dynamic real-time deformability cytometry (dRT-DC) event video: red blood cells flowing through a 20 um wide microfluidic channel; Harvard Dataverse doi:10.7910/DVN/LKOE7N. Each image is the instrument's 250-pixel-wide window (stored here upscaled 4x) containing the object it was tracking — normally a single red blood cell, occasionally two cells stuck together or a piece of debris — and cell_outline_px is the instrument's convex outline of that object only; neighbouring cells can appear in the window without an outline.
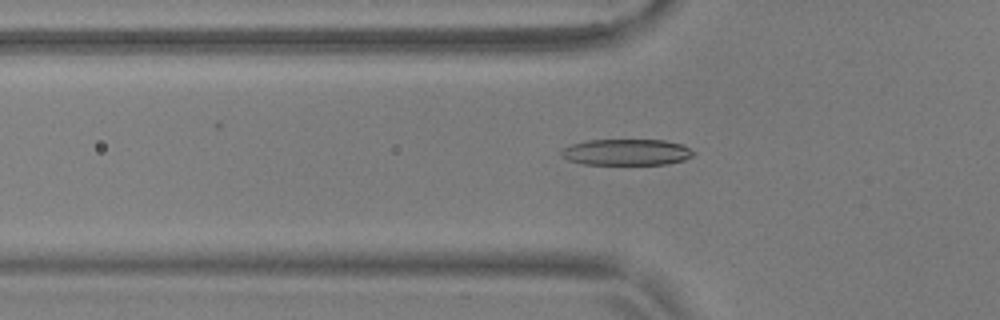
{"species": "common noctule bat (a hibernating species)", "species_latin": "Nyctalus noctula", "temperature_condition": "warm", "stored_images_in_passage": 55, "camera_frame_rate_fps": 3000, "um_per_image_px": 0.085, "animal": {"sex": "male", "body_mass_g": 17.9, "forearm_length_mm": 54.2}, "frame": {"image": 1, "passage_image": 19, "time_ms": 6.0, "image_size_px": [1000, 320], "cell_outline_px": [[696, 152], [692, 156], [684, 160], [668, 164], [584, 164], [568, 160], [560, 152], [564, 148], [572, 144], [588, 140], [664, 140], [684, 144]], "centroid_in_image_um": [53.32, 12.93], "position_along_channel_um": 72.5, "area_um2": 20.17}}
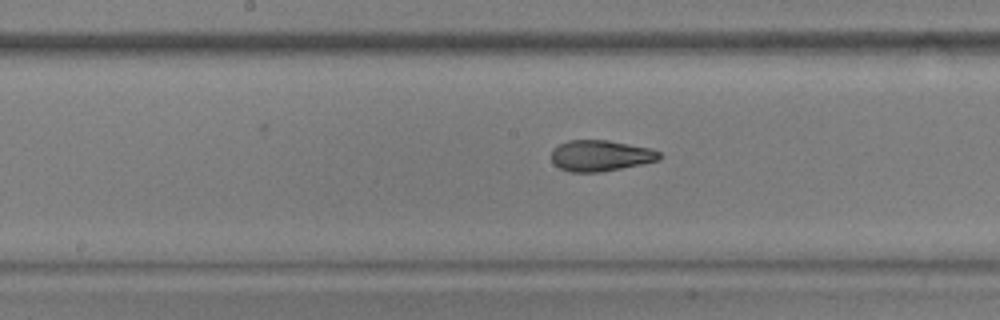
{"frame": {"image": 2, "passage_image": 29, "time_ms": 9.333, "image_size_px": [1000, 320], "cell_outline_px": [[660, 156], [656, 160], [640, 164], [600, 172], [568, 172], [560, 168], [552, 160], [552, 148], [568, 140], [608, 140], [652, 148], [660, 152]], "centroid_in_image_um": [51.02, 13.22], "position_along_channel_um": 197.2, "area_um2": 19.36}}
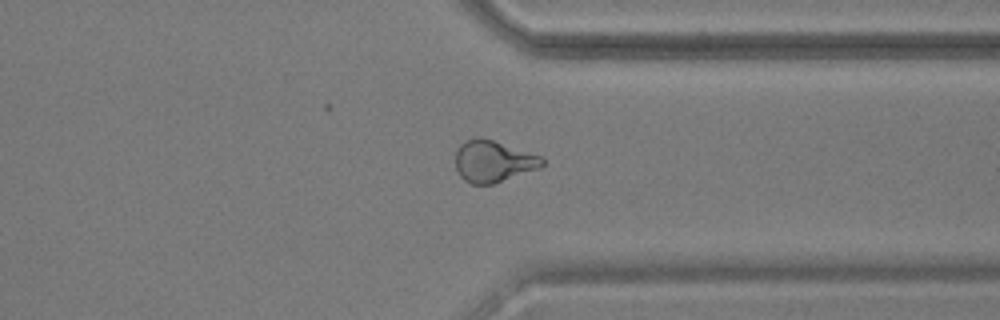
{"frame": {"image": 3, "passage_image": 43, "time_ms": 14.0, "image_size_px": [1000, 320], "cell_outline_px": [[544, 164], [540, 168], [492, 184], [472, 184], [464, 180], [460, 176], [456, 168], [456, 152], [460, 144], [468, 140], [492, 140], [540, 156], [544, 160]], "centroid_in_image_um": [41.93, 13.75], "position_along_channel_um": 369.5, "area_um2": 20.4}, "authors_computed_cell_mechanics": {"area_um2": 20.1722, "velocity_mm_per_s": 3.7079, "shape_relaxation_time_tau1_ms": 10.3903, "shape_relaxation_time_tau2_ms": 1.2572, "deformation_change_tau1": 0.2669, "deformation_change_tau2": 0.0798}}